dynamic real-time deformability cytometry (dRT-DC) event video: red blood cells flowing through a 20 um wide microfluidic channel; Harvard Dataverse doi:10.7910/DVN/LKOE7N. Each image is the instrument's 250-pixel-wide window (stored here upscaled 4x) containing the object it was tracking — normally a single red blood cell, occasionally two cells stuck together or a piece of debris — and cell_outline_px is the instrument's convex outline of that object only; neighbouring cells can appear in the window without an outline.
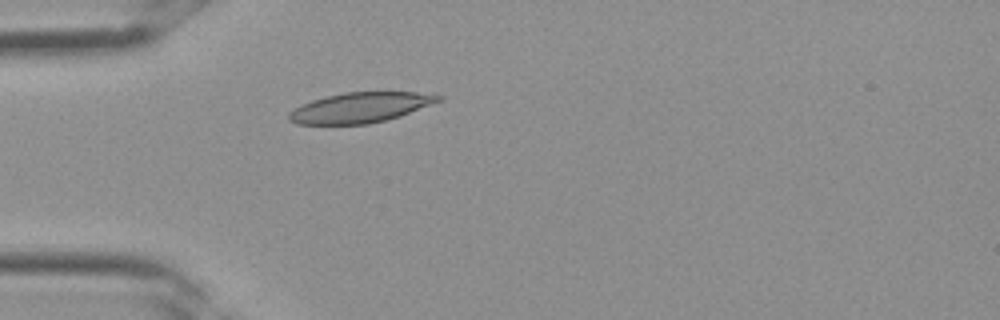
{"species": "Egyptian fruit bat (a non-hibernating species)", "species_latin": "Rousettus aegyptiacus", "temperature_condition": "room temperature", "stored_images_in_passage": 3, "camera_frame_rate_fps": 3000, "um_per_image_px": 0.085, "frame": {"image": 1, "passage_image": 3, "time_ms": 0.667, "image_size_px": [1000, 320], "cell_outline_px": [[444, 100], [400, 116], [368, 124], [296, 124], [288, 120], [288, 112], [292, 108], [312, 100], [344, 92], [416, 92], [444, 96]], "centroid_in_image_um": [30.62, 9.14], "position_along_channel_um": 54.4, "area_um2": 26.36}}